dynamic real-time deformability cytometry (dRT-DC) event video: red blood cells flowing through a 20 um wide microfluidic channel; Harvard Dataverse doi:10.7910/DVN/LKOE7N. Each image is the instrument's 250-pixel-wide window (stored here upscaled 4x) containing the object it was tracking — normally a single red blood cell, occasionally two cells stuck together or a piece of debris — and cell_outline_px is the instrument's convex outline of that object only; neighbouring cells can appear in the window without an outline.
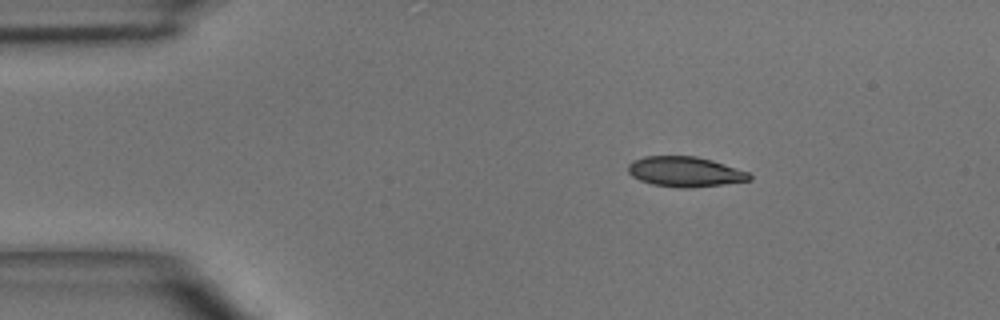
{"species": "common noctule bat (a hibernating species)", "species_latin": "Nyctalus noctula", "temperature_condition": "room temperature", "stored_images_in_passage": 5, "camera_frame_rate_fps": 3000, "um_per_image_px": 0.085, "animal": {"sex": "male", "body_mass_g": 15.6}, "frame": {"image": 1, "passage_image": 1, "time_ms": 0.0, "image_size_px": [1000, 320], "cell_outline_px": [[752, 180], [724, 184], [692, 188], [680, 188], [652, 184], [640, 180], [632, 176], [628, 172], [628, 164], [632, 160], [644, 156], [696, 156], [712, 160], [748, 172], [752, 176]], "centroid_in_image_um": [58.22, 14.6], "position_along_channel_um": 26.8, "area_um2": 21.39}}